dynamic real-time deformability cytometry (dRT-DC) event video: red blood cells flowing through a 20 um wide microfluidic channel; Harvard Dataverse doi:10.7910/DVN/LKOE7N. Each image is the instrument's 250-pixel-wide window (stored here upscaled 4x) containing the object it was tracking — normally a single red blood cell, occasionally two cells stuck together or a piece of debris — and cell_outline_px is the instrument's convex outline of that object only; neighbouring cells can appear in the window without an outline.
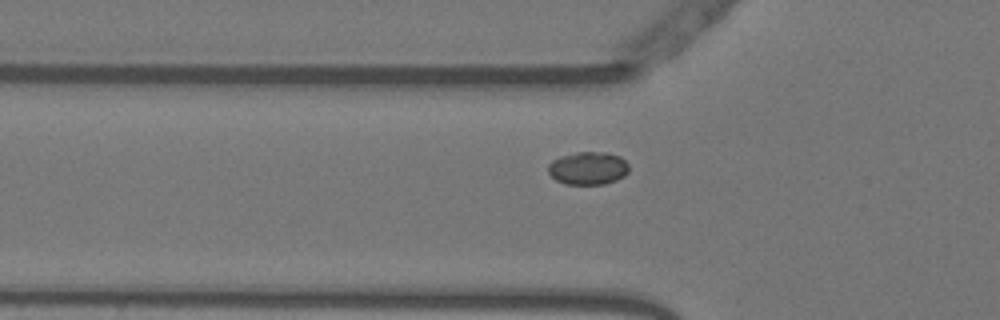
{"species": "Egyptian fruit bat (a non-hibernating species)", "species_latin": "Rousettus aegyptiacus", "temperature_condition": "warm", "stored_images_in_passage": 36, "camera_frame_rate_fps": 3000, "um_per_image_px": 0.085, "animal": {"sex": "female"}, "frame": {"image": 1, "passage_image": 2, "time_ms": 0.333, "image_size_px": [1000, 320], "cell_outline_px": [[628, 172], [624, 176], [616, 180], [604, 184], [564, 184], [556, 180], [548, 172], [548, 164], [552, 160], [560, 156], [576, 152], [608, 152], [620, 156], [628, 164]], "centroid_in_image_um": [49.98, 14.29], "position_along_channel_um": 75.8, "area_um2": 15.61}}
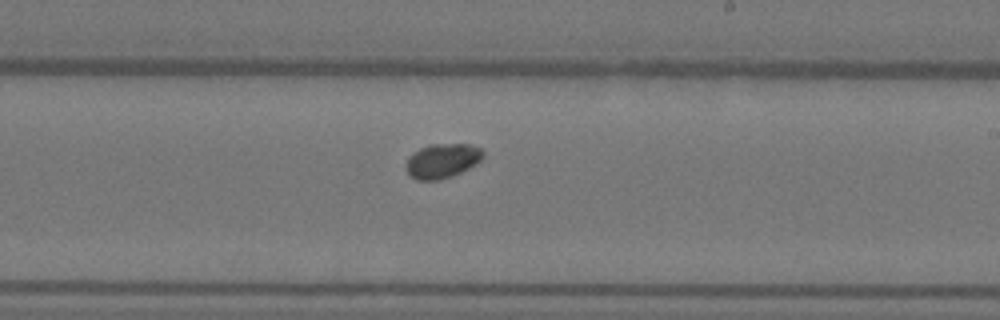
{"frame": {"image": 2, "passage_image": 16, "time_ms": 5.0, "image_size_px": [1000, 320], "cell_outline_px": [[484, 156], [476, 164], [452, 176], [440, 180], [416, 180], [408, 176], [404, 164], [408, 156], [412, 152], [428, 144], [472, 144], [480, 148], [484, 152]], "centroid_in_image_um": [37.54, 13.67], "position_along_channel_um": 251.5, "area_um2": 15.84}}
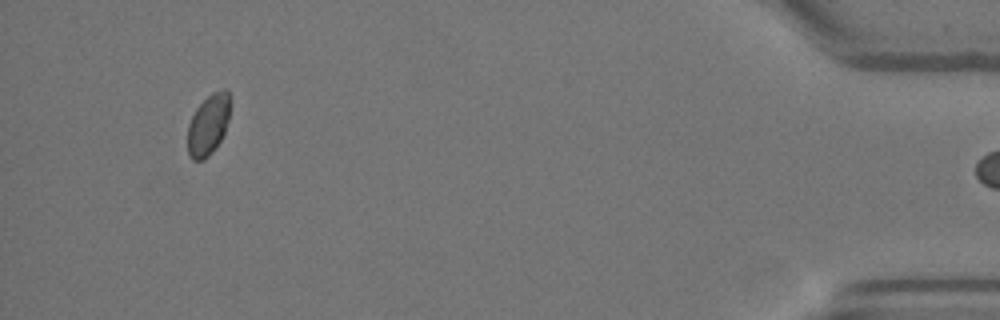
{"frame": {"image": 3, "passage_image": 35, "time_ms": 11.333, "image_size_px": [1000, 320], "cell_outline_px": [[232, 100], [228, 120], [224, 132], [220, 140], [212, 152], [204, 160], [192, 160], [188, 152], [188, 124], [196, 108], [212, 92], [224, 88], [228, 88]], "centroid_in_image_um": [17.74, 10.55], "position_along_channel_um": 417.5, "area_um2": 15.26}}